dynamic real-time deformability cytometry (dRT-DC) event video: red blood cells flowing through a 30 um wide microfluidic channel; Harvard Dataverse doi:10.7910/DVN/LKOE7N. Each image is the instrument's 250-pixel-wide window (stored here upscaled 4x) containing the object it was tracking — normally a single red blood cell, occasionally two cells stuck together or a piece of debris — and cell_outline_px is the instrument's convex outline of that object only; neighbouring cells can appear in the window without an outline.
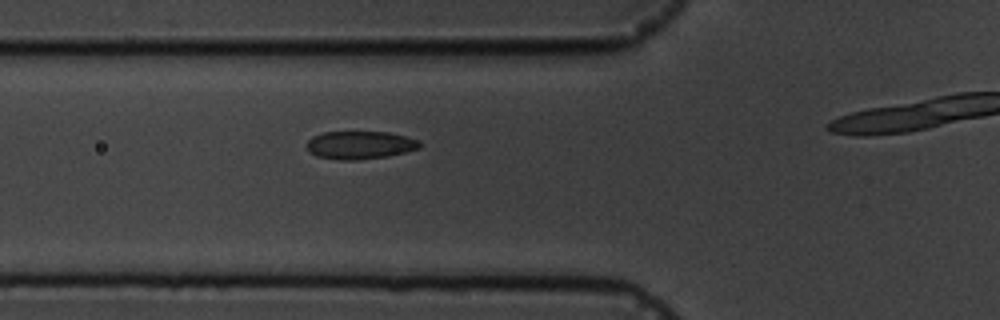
{"species": "common noctule bat (a hibernating species)", "species_latin": "Nyctalus noctula", "temperature_condition": "cold", "stored_images_in_passage": 6, "camera_frame_rate_fps": 3000, "um_per_image_px": 0.085, "animal": {"sex": "male", "body_mass_g": 19.5, "forearm_length_mm": 54.6}, "frame": {"image": 1, "passage_image": 5, "time_ms": 4.667, "image_size_px": [1000, 320], "cell_outline_px": [[420, 148], [388, 156], [356, 160], [340, 160], [316, 156], [308, 152], [304, 144], [312, 136], [324, 132], [388, 132], [420, 140]], "centroid_in_image_um": [30.54, 12.33], "position_along_channel_um": 95.3, "area_um2": 18.55}}